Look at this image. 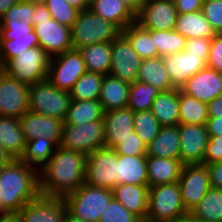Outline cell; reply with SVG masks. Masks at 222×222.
Segmentation results:
<instances>
[{
	"label": "cell",
	"instance_id": "6da1fadb",
	"mask_svg": "<svg viewBox=\"0 0 222 222\" xmlns=\"http://www.w3.org/2000/svg\"><path fill=\"white\" fill-rule=\"evenodd\" d=\"M86 156L58 146L39 170L41 195L64 198L85 183Z\"/></svg>",
	"mask_w": 222,
	"mask_h": 222
},
{
	"label": "cell",
	"instance_id": "7a4b0ae2",
	"mask_svg": "<svg viewBox=\"0 0 222 222\" xmlns=\"http://www.w3.org/2000/svg\"><path fill=\"white\" fill-rule=\"evenodd\" d=\"M41 194L39 170L19 159L2 166L0 174V200L11 215L18 213L28 202Z\"/></svg>",
	"mask_w": 222,
	"mask_h": 222
},
{
	"label": "cell",
	"instance_id": "3957f363",
	"mask_svg": "<svg viewBox=\"0 0 222 222\" xmlns=\"http://www.w3.org/2000/svg\"><path fill=\"white\" fill-rule=\"evenodd\" d=\"M121 34L116 24L87 9L79 12L71 27V42L73 49L79 50L102 42L112 43Z\"/></svg>",
	"mask_w": 222,
	"mask_h": 222
},
{
	"label": "cell",
	"instance_id": "277c9868",
	"mask_svg": "<svg viewBox=\"0 0 222 222\" xmlns=\"http://www.w3.org/2000/svg\"><path fill=\"white\" fill-rule=\"evenodd\" d=\"M187 214L178 182L149 187L146 222H176Z\"/></svg>",
	"mask_w": 222,
	"mask_h": 222
},
{
	"label": "cell",
	"instance_id": "5b68a950",
	"mask_svg": "<svg viewBox=\"0 0 222 222\" xmlns=\"http://www.w3.org/2000/svg\"><path fill=\"white\" fill-rule=\"evenodd\" d=\"M113 198L112 190L84 183L76 191L66 195L67 210L85 222H99L102 212Z\"/></svg>",
	"mask_w": 222,
	"mask_h": 222
},
{
	"label": "cell",
	"instance_id": "8992f818",
	"mask_svg": "<svg viewBox=\"0 0 222 222\" xmlns=\"http://www.w3.org/2000/svg\"><path fill=\"white\" fill-rule=\"evenodd\" d=\"M50 56L40 46L11 58L2 68L10 77L27 85L47 79Z\"/></svg>",
	"mask_w": 222,
	"mask_h": 222
},
{
	"label": "cell",
	"instance_id": "52a82bcc",
	"mask_svg": "<svg viewBox=\"0 0 222 222\" xmlns=\"http://www.w3.org/2000/svg\"><path fill=\"white\" fill-rule=\"evenodd\" d=\"M36 46H39V41L33 25L22 20L0 19V67Z\"/></svg>",
	"mask_w": 222,
	"mask_h": 222
},
{
	"label": "cell",
	"instance_id": "ba28073f",
	"mask_svg": "<svg viewBox=\"0 0 222 222\" xmlns=\"http://www.w3.org/2000/svg\"><path fill=\"white\" fill-rule=\"evenodd\" d=\"M70 91L54 87L47 79L29 86V111L64 120L70 108Z\"/></svg>",
	"mask_w": 222,
	"mask_h": 222
},
{
	"label": "cell",
	"instance_id": "9c48e42d",
	"mask_svg": "<svg viewBox=\"0 0 222 222\" xmlns=\"http://www.w3.org/2000/svg\"><path fill=\"white\" fill-rule=\"evenodd\" d=\"M104 129V121L64 125L59 146L88 156L97 149L105 147Z\"/></svg>",
	"mask_w": 222,
	"mask_h": 222
},
{
	"label": "cell",
	"instance_id": "30bf717a",
	"mask_svg": "<svg viewBox=\"0 0 222 222\" xmlns=\"http://www.w3.org/2000/svg\"><path fill=\"white\" fill-rule=\"evenodd\" d=\"M117 160L118 154L108 147L99 148L86 156L85 183L112 190L118 185Z\"/></svg>",
	"mask_w": 222,
	"mask_h": 222
},
{
	"label": "cell",
	"instance_id": "8fae6325",
	"mask_svg": "<svg viewBox=\"0 0 222 222\" xmlns=\"http://www.w3.org/2000/svg\"><path fill=\"white\" fill-rule=\"evenodd\" d=\"M86 71L81 52L71 49L50 57L47 80L58 89L70 91Z\"/></svg>",
	"mask_w": 222,
	"mask_h": 222
},
{
	"label": "cell",
	"instance_id": "7c38bea8",
	"mask_svg": "<svg viewBox=\"0 0 222 222\" xmlns=\"http://www.w3.org/2000/svg\"><path fill=\"white\" fill-rule=\"evenodd\" d=\"M29 111V85L8 76L0 67V117L19 119Z\"/></svg>",
	"mask_w": 222,
	"mask_h": 222
},
{
	"label": "cell",
	"instance_id": "4fadbf2b",
	"mask_svg": "<svg viewBox=\"0 0 222 222\" xmlns=\"http://www.w3.org/2000/svg\"><path fill=\"white\" fill-rule=\"evenodd\" d=\"M178 184L180 186L183 205L189 213L211 187L207 165H184Z\"/></svg>",
	"mask_w": 222,
	"mask_h": 222
},
{
	"label": "cell",
	"instance_id": "5bb4252c",
	"mask_svg": "<svg viewBox=\"0 0 222 222\" xmlns=\"http://www.w3.org/2000/svg\"><path fill=\"white\" fill-rule=\"evenodd\" d=\"M141 61L142 58L123 34L111 43L110 75L132 84L137 79Z\"/></svg>",
	"mask_w": 222,
	"mask_h": 222
},
{
	"label": "cell",
	"instance_id": "9a60e30c",
	"mask_svg": "<svg viewBox=\"0 0 222 222\" xmlns=\"http://www.w3.org/2000/svg\"><path fill=\"white\" fill-rule=\"evenodd\" d=\"M67 210L64 198L39 195L14 215L17 222H62Z\"/></svg>",
	"mask_w": 222,
	"mask_h": 222
},
{
	"label": "cell",
	"instance_id": "2e32d148",
	"mask_svg": "<svg viewBox=\"0 0 222 222\" xmlns=\"http://www.w3.org/2000/svg\"><path fill=\"white\" fill-rule=\"evenodd\" d=\"M178 11L173 0H153L141 6L136 23L144 29H175Z\"/></svg>",
	"mask_w": 222,
	"mask_h": 222
},
{
	"label": "cell",
	"instance_id": "e0dca14e",
	"mask_svg": "<svg viewBox=\"0 0 222 222\" xmlns=\"http://www.w3.org/2000/svg\"><path fill=\"white\" fill-rule=\"evenodd\" d=\"M180 161L184 165L203 164L209 135L206 125L179 124Z\"/></svg>",
	"mask_w": 222,
	"mask_h": 222
},
{
	"label": "cell",
	"instance_id": "ac0fdd59",
	"mask_svg": "<svg viewBox=\"0 0 222 222\" xmlns=\"http://www.w3.org/2000/svg\"><path fill=\"white\" fill-rule=\"evenodd\" d=\"M34 31L38 37L39 46L45 50L50 57L73 49L71 28L60 24L52 18L37 21V24L34 25Z\"/></svg>",
	"mask_w": 222,
	"mask_h": 222
},
{
	"label": "cell",
	"instance_id": "d6986e66",
	"mask_svg": "<svg viewBox=\"0 0 222 222\" xmlns=\"http://www.w3.org/2000/svg\"><path fill=\"white\" fill-rule=\"evenodd\" d=\"M25 141L45 137L57 147L60 145L64 120L28 111L19 118Z\"/></svg>",
	"mask_w": 222,
	"mask_h": 222
},
{
	"label": "cell",
	"instance_id": "ffe728a7",
	"mask_svg": "<svg viewBox=\"0 0 222 222\" xmlns=\"http://www.w3.org/2000/svg\"><path fill=\"white\" fill-rule=\"evenodd\" d=\"M209 56H194L185 51L162 57L172 85L180 89L198 71L207 67Z\"/></svg>",
	"mask_w": 222,
	"mask_h": 222
},
{
	"label": "cell",
	"instance_id": "44dd1931",
	"mask_svg": "<svg viewBox=\"0 0 222 222\" xmlns=\"http://www.w3.org/2000/svg\"><path fill=\"white\" fill-rule=\"evenodd\" d=\"M180 90L208 104L216 97L222 95V73L205 67L191 76Z\"/></svg>",
	"mask_w": 222,
	"mask_h": 222
},
{
	"label": "cell",
	"instance_id": "7402d4cb",
	"mask_svg": "<svg viewBox=\"0 0 222 222\" xmlns=\"http://www.w3.org/2000/svg\"><path fill=\"white\" fill-rule=\"evenodd\" d=\"M103 120L105 147L114 148L134 131V112L129 107L107 111Z\"/></svg>",
	"mask_w": 222,
	"mask_h": 222
},
{
	"label": "cell",
	"instance_id": "603a6c76",
	"mask_svg": "<svg viewBox=\"0 0 222 222\" xmlns=\"http://www.w3.org/2000/svg\"><path fill=\"white\" fill-rule=\"evenodd\" d=\"M148 192L149 186L134 184L116 185L112 189L113 198L141 221H146L148 213Z\"/></svg>",
	"mask_w": 222,
	"mask_h": 222
},
{
	"label": "cell",
	"instance_id": "cb8c5ba5",
	"mask_svg": "<svg viewBox=\"0 0 222 222\" xmlns=\"http://www.w3.org/2000/svg\"><path fill=\"white\" fill-rule=\"evenodd\" d=\"M117 177L118 185L134 184L149 186L147 155H118Z\"/></svg>",
	"mask_w": 222,
	"mask_h": 222
},
{
	"label": "cell",
	"instance_id": "d4e9b609",
	"mask_svg": "<svg viewBox=\"0 0 222 222\" xmlns=\"http://www.w3.org/2000/svg\"><path fill=\"white\" fill-rule=\"evenodd\" d=\"M183 166L180 160L147 156L149 187L178 182Z\"/></svg>",
	"mask_w": 222,
	"mask_h": 222
},
{
	"label": "cell",
	"instance_id": "484cf974",
	"mask_svg": "<svg viewBox=\"0 0 222 222\" xmlns=\"http://www.w3.org/2000/svg\"><path fill=\"white\" fill-rule=\"evenodd\" d=\"M130 84L110 74L104 75L99 101L104 112L128 107Z\"/></svg>",
	"mask_w": 222,
	"mask_h": 222
},
{
	"label": "cell",
	"instance_id": "4316f807",
	"mask_svg": "<svg viewBox=\"0 0 222 222\" xmlns=\"http://www.w3.org/2000/svg\"><path fill=\"white\" fill-rule=\"evenodd\" d=\"M179 125L161 126L158 135L147 146V156L180 160Z\"/></svg>",
	"mask_w": 222,
	"mask_h": 222
},
{
	"label": "cell",
	"instance_id": "83f0119b",
	"mask_svg": "<svg viewBox=\"0 0 222 222\" xmlns=\"http://www.w3.org/2000/svg\"><path fill=\"white\" fill-rule=\"evenodd\" d=\"M89 9L121 30L136 22V14L122 0H94Z\"/></svg>",
	"mask_w": 222,
	"mask_h": 222
},
{
	"label": "cell",
	"instance_id": "f1b7e54d",
	"mask_svg": "<svg viewBox=\"0 0 222 222\" xmlns=\"http://www.w3.org/2000/svg\"><path fill=\"white\" fill-rule=\"evenodd\" d=\"M150 110L161 126L179 125V89L161 91L155 97Z\"/></svg>",
	"mask_w": 222,
	"mask_h": 222
},
{
	"label": "cell",
	"instance_id": "f546056e",
	"mask_svg": "<svg viewBox=\"0 0 222 222\" xmlns=\"http://www.w3.org/2000/svg\"><path fill=\"white\" fill-rule=\"evenodd\" d=\"M136 81L152 85L160 91H169L175 88L160 56L142 59Z\"/></svg>",
	"mask_w": 222,
	"mask_h": 222
},
{
	"label": "cell",
	"instance_id": "4dcf8cb0",
	"mask_svg": "<svg viewBox=\"0 0 222 222\" xmlns=\"http://www.w3.org/2000/svg\"><path fill=\"white\" fill-rule=\"evenodd\" d=\"M175 30L186 39L213 38L217 34L202 11L178 13Z\"/></svg>",
	"mask_w": 222,
	"mask_h": 222
},
{
	"label": "cell",
	"instance_id": "1f68e13d",
	"mask_svg": "<svg viewBox=\"0 0 222 222\" xmlns=\"http://www.w3.org/2000/svg\"><path fill=\"white\" fill-rule=\"evenodd\" d=\"M25 143L19 119L0 117V146L13 159H18L24 151Z\"/></svg>",
	"mask_w": 222,
	"mask_h": 222
},
{
	"label": "cell",
	"instance_id": "d6a6232c",
	"mask_svg": "<svg viewBox=\"0 0 222 222\" xmlns=\"http://www.w3.org/2000/svg\"><path fill=\"white\" fill-rule=\"evenodd\" d=\"M104 113V109L99 100H72L64 119V125L104 121Z\"/></svg>",
	"mask_w": 222,
	"mask_h": 222
},
{
	"label": "cell",
	"instance_id": "836d02e7",
	"mask_svg": "<svg viewBox=\"0 0 222 222\" xmlns=\"http://www.w3.org/2000/svg\"><path fill=\"white\" fill-rule=\"evenodd\" d=\"M79 51L88 72L107 75L111 69V43L102 42L85 46Z\"/></svg>",
	"mask_w": 222,
	"mask_h": 222
},
{
	"label": "cell",
	"instance_id": "e575fe53",
	"mask_svg": "<svg viewBox=\"0 0 222 222\" xmlns=\"http://www.w3.org/2000/svg\"><path fill=\"white\" fill-rule=\"evenodd\" d=\"M189 215L201 222H222V189L211 186Z\"/></svg>",
	"mask_w": 222,
	"mask_h": 222
},
{
	"label": "cell",
	"instance_id": "d590c367",
	"mask_svg": "<svg viewBox=\"0 0 222 222\" xmlns=\"http://www.w3.org/2000/svg\"><path fill=\"white\" fill-rule=\"evenodd\" d=\"M56 148L51 140L40 136L25 143L24 151L18 159L40 170L50 160Z\"/></svg>",
	"mask_w": 222,
	"mask_h": 222
},
{
	"label": "cell",
	"instance_id": "8d00e7d4",
	"mask_svg": "<svg viewBox=\"0 0 222 222\" xmlns=\"http://www.w3.org/2000/svg\"><path fill=\"white\" fill-rule=\"evenodd\" d=\"M122 34L128 39L132 48L142 59L158 57L159 53L154 44V37L142 28L138 23L128 25L122 30Z\"/></svg>",
	"mask_w": 222,
	"mask_h": 222
},
{
	"label": "cell",
	"instance_id": "74e56055",
	"mask_svg": "<svg viewBox=\"0 0 222 222\" xmlns=\"http://www.w3.org/2000/svg\"><path fill=\"white\" fill-rule=\"evenodd\" d=\"M179 124L206 125L207 104L183 93L179 89Z\"/></svg>",
	"mask_w": 222,
	"mask_h": 222
},
{
	"label": "cell",
	"instance_id": "f35d334b",
	"mask_svg": "<svg viewBox=\"0 0 222 222\" xmlns=\"http://www.w3.org/2000/svg\"><path fill=\"white\" fill-rule=\"evenodd\" d=\"M151 37H154V44L158 50L159 56L164 57L185 50L186 38L172 30H150L146 29Z\"/></svg>",
	"mask_w": 222,
	"mask_h": 222
},
{
	"label": "cell",
	"instance_id": "ab89813d",
	"mask_svg": "<svg viewBox=\"0 0 222 222\" xmlns=\"http://www.w3.org/2000/svg\"><path fill=\"white\" fill-rule=\"evenodd\" d=\"M104 75L86 71L70 90L72 100H99Z\"/></svg>",
	"mask_w": 222,
	"mask_h": 222
},
{
	"label": "cell",
	"instance_id": "60d3db41",
	"mask_svg": "<svg viewBox=\"0 0 222 222\" xmlns=\"http://www.w3.org/2000/svg\"><path fill=\"white\" fill-rule=\"evenodd\" d=\"M160 92L152 85L135 81L130 84L128 107L133 112L150 110L155 97Z\"/></svg>",
	"mask_w": 222,
	"mask_h": 222
},
{
	"label": "cell",
	"instance_id": "b9f144b4",
	"mask_svg": "<svg viewBox=\"0 0 222 222\" xmlns=\"http://www.w3.org/2000/svg\"><path fill=\"white\" fill-rule=\"evenodd\" d=\"M161 125L151 110L134 112V131L148 146L158 135Z\"/></svg>",
	"mask_w": 222,
	"mask_h": 222
},
{
	"label": "cell",
	"instance_id": "7bdbcfd3",
	"mask_svg": "<svg viewBox=\"0 0 222 222\" xmlns=\"http://www.w3.org/2000/svg\"><path fill=\"white\" fill-rule=\"evenodd\" d=\"M45 5L51 18L60 24L72 27L79 14V10L71 6L66 0H46Z\"/></svg>",
	"mask_w": 222,
	"mask_h": 222
},
{
	"label": "cell",
	"instance_id": "ee69618b",
	"mask_svg": "<svg viewBox=\"0 0 222 222\" xmlns=\"http://www.w3.org/2000/svg\"><path fill=\"white\" fill-rule=\"evenodd\" d=\"M99 222H142L117 200L112 198L106 206Z\"/></svg>",
	"mask_w": 222,
	"mask_h": 222
},
{
	"label": "cell",
	"instance_id": "f6af8a7d",
	"mask_svg": "<svg viewBox=\"0 0 222 222\" xmlns=\"http://www.w3.org/2000/svg\"><path fill=\"white\" fill-rule=\"evenodd\" d=\"M113 149L118 155L139 156L147 154V145L135 131H132L127 139Z\"/></svg>",
	"mask_w": 222,
	"mask_h": 222
},
{
	"label": "cell",
	"instance_id": "bcb514c9",
	"mask_svg": "<svg viewBox=\"0 0 222 222\" xmlns=\"http://www.w3.org/2000/svg\"><path fill=\"white\" fill-rule=\"evenodd\" d=\"M201 11L215 32L222 33V0L203 2Z\"/></svg>",
	"mask_w": 222,
	"mask_h": 222
},
{
	"label": "cell",
	"instance_id": "7dc6e473",
	"mask_svg": "<svg viewBox=\"0 0 222 222\" xmlns=\"http://www.w3.org/2000/svg\"><path fill=\"white\" fill-rule=\"evenodd\" d=\"M34 4L28 1L20 0L15 5L11 6L1 19L22 20L28 25H33L32 16Z\"/></svg>",
	"mask_w": 222,
	"mask_h": 222
},
{
	"label": "cell",
	"instance_id": "c3c4849f",
	"mask_svg": "<svg viewBox=\"0 0 222 222\" xmlns=\"http://www.w3.org/2000/svg\"><path fill=\"white\" fill-rule=\"evenodd\" d=\"M207 67L222 73V33L212 38Z\"/></svg>",
	"mask_w": 222,
	"mask_h": 222
},
{
	"label": "cell",
	"instance_id": "681fc988",
	"mask_svg": "<svg viewBox=\"0 0 222 222\" xmlns=\"http://www.w3.org/2000/svg\"><path fill=\"white\" fill-rule=\"evenodd\" d=\"M209 137V143L203 159V164L205 165L222 161V135Z\"/></svg>",
	"mask_w": 222,
	"mask_h": 222
},
{
	"label": "cell",
	"instance_id": "f907efd6",
	"mask_svg": "<svg viewBox=\"0 0 222 222\" xmlns=\"http://www.w3.org/2000/svg\"><path fill=\"white\" fill-rule=\"evenodd\" d=\"M212 38H193L187 39L185 52L194 56H209Z\"/></svg>",
	"mask_w": 222,
	"mask_h": 222
},
{
	"label": "cell",
	"instance_id": "816d5d0a",
	"mask_svg": "<svg viewBox=\"0 0 222 222\" xmlns=\"http://www.w3.org/2000/svg\"><path fill=\"white\" fill-rule=\"evenodd\" d=\"M178 13H192L202 10V0H173Z\"/></svg>",
	"mask_w": 222,
	"mask_h": 222
},
{
	"label": "cell",
	"instance_id": "f5cc1de1",
	"mask_svg": "<svg viewBox=\"0 0 222 222\" xmlns=\"http://www.w3.org/2000/svg\"><path fill=\"white\" fill-rule=\"evenodd\" d=\"M210 185L222 189V161L207 164Z\"/></svg>",
	"mask_w": 222,
	"mask_h": 222
},
{
	"label": "cell",
	"instance_id": "db71d44e",
	"mask_svg": "<svg viewBox=\"0 0 222 222\" xmlns=\"http://www.w3.org/2000/svg\"><path fill=\"white\" fill-rule=\"evenodd\" d=\"M33 20V26L37 24V21L51 19V14L45 4H34L32 13L30 14Z\"/></svg>",
	"mask_w": 222,
	"mask_h": 222
},
{
	"label": "cell",
	"instance_id": "11a10c76",
	"mask_svg": "<svg viewBox=\"0 0 222 222\" xmlns=\"http://www.w3.org/2000/svg\"><path fill=\"white\" fill-rule=\"evenodd\" d=\"M208 118H217L222 116V95L216 97L207 104Z\"/></svg>",
	"mask_w": 222,
	"mask_h": 222
},
{
	"label": "cell",
	"instance_id": "9f6ffc18",
	"mask_svg": "<svg viewBox=\"0 0 222 222\" xmlns=\"http://www.w3.org/2000/svg\"><path fill=\"white\" fill-rule=\"evenodd\" d=\"M206 128L209 136L222 135V116L217 118H208Z\"/></svg>",
	"mask_w": 222,
	"mask_h": 222
},
{
	"label": "cell",
	"instance_id": "6f0895ef",
	"mask_svg": "<svg viewBox=\"0 0 222 222\" xmlns=\"http://www.w3.org/2000/svg\"><path fill=\"white\" fill-rule=\"evenodd\" d=\"M20 0H0V19L3 17L5 12L13 5L18 3Z\"/></svg>",
	"mask_w": 222,
	"mask_h": 222
},
{
	"label": "cell",
	"instance_id": "680465c9",
	"mask_svg": "<svg viewBox=\"0 0 222 222\" xmlns=\"http://www.w3.org/2000/svg\"><path fill=\"white\" fill-rule=\"evenodd\" d=\"M71 6L79 11L89 9V3L86 0H66Z\"/></svg>",
	"mask_w": 222,
	"mask_h": 222
},
{
	"label": "cell",
	"instance_id": "91938a15",
	"mask_svg": "<svg viewBox=\"0 0 222 222\" xmlns=\"http://www.w3.org/2000/svg\"><path fill=\"white\" fill-rule=\"evenodd\" d=\"M136 15L139 13L142 4L140 0H122Z\"/></svg>",
	"mask_w": 222,
	"mask_h": 222
},
{
	"label": "cell",
	"instance_id": "94428289",
	"mask_svg": "<svg viewBox=\"0 0 222 222\" xmlns=\"http://www.w3.org/2000/svg\"><path fill=\"white\" fill-rule=\"evenodd\" d=\"M12 156L0 146V166H5L12 160Z\"/></svg>",
	"mask_w": 222,
	"mask_h": 222
},
{
	"label": "cell",
	"instance_id": "6125c7cd",
	"mask_svg": "<svg viewBox=\"0 0 222 222\" xmlns=\"http://www.w3.org/2000/svg\"><path fill=\"white\" fill-rule=\"evenodd\" d=\"M62 222H85L81 218L75 217L68 210L65 211V215Z\"/></svg>",
	"mask_w": 222,
	"mask_h": 222
},
{
	"label": "cell",
	"instance_id": "be15d7a7",
	"mask_svg": "<svg viewBox=\"0 0 222 222\" xmlns=\"http://www.w3.org/2000/svg\"><path fill=\"white\" fill-rule=\"evenodd\" d=\"M176 222H201V221L194 219L191 215L187 214Z\"/></svg>",
	"mask_w": 222,
	"mask_h": 222
},
{
	"label": "cell",
	"instance_id": "e7e4bbea",
	"mask_svg": "<svg viewBox=\"0 0 222 222\" xmlns=\"http://www.w3.org/2000/svg\"><path fill=\"white\" fill-rule=\"evenodd\" d=\"M0 216H1V217H9V216H11V215L2 207V200H0Z\"/></svg>",
	"mask_w": 222,
	"mask_h": 222
},
{
	"label": "cell",
	"instance_id": "03108f58",
	"mask_svg": "<svg viewBox=\"0 0 222 222\" xmlns=\"http://www.w3.org/2000/svg\"><path fill=\"white\" fill-rule=\"evenodd\" d=\"M0 222H17L14 216L0 217Z\"/></svg>",
	"mask_w": 222,
	"mask_h": 222
},
{
	"label": "cell",
	"instance_id": "003e7915",
	"mask_svg": "<svg viewBox=\"0 0 222 222\" xmlns=\"http://www.w3.org/2000/svg\"><path fill=\"white\" fill-rule=\"evenodd\" d=\"M33 4H45L46 0H24Z\"/></svg>",
	"mask_w": 222,
	"mask_h": 222
},
{
	"label": "cell",
	"instance_id": "a7ac6f4b",
	"mask_svg": "<svg viewBox=\"0 0 222 222\" xmlns=\"http://www.w3.org/2000/svg\"><path fill=\"white\" fill-rule=\"evenodd\" d=\"M149 1H153V0H140V3L143 5V4H145L146 2H149Z\"/></svg>",
	"mask_w": 222,
	"mask_h": 222
},
{
	"label": "cell",
	"instance_id": "89a4df30",
	"mask_svg": "<svg viewBox=\"0 0 222 222\" xmlns=\"http://www.w3.org/2000/svg\"><path fill=\"white\" fill-rule=\"evenodd\" d=\"M89 4H91L94 0H86Z\"/></svg>",
	"mask_w": 222,
	"mask_h": 222
}]
</instances>
